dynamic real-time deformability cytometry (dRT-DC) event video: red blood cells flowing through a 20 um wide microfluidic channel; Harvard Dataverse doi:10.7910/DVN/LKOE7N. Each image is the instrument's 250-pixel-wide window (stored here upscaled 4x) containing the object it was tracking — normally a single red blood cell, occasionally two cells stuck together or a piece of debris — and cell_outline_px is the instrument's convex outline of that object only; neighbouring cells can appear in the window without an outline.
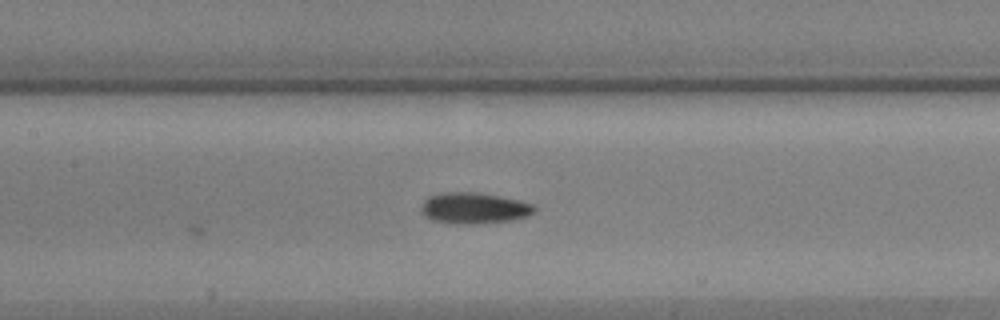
{"species": "common noctule bat (a hibernating species)", "species_latin": "Nyctalus noctula", "temperature_condition": "warm", "stored_images_in_passage": 13, "camera_frame_rate_fps": 3000, "um_per_image_px": 0.085, "animal": {"sex": "male", "body_mass_g": 17.9, "forearm_length_mm": 54.2}, "frame": {"image": 1, "passage_image": 13, "time_ms": 4.0, "image_size_px": [1000, 320], "cell_outline_px": [[536, 208], [528, 216], [512, 220], [480, 224], [452, 224], [432, 220], [424, 216], [420, 212], [420, 204], [428, 196], [444, 192], [476, 192], [520, 200], [532, 204]], "centroid_in_image_um": [40.23, 17.7], "position_along_channel_um": 167.2, "area_um2": 20.81}}